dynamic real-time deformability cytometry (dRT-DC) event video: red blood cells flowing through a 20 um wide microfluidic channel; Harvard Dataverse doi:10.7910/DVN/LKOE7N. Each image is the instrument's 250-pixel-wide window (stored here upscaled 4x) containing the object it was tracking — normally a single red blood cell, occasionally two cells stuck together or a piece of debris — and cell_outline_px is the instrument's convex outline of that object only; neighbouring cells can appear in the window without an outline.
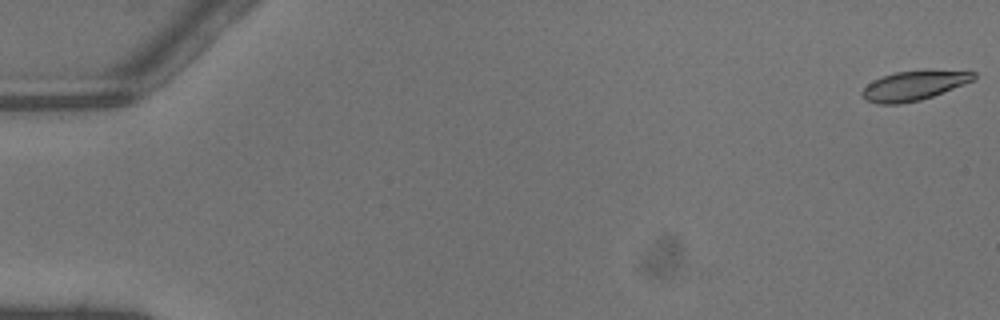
{"species": "common noctule bat (a hibernating species)", "species_latin": "Nyctalus noctula", "temperature_condition": "warm", "stored_images_in_passage": 14, "camera_frame_rate_fps": 3000, "um_per_image_px": 0.085, "animal": {"sex": "male", "body_mass_g": 13.3}, "frame": {"image": 1, "passage_image": 1, "time_ms": 0.0, "image_size_px": [1000, 320], "cell_outline_px": [[976, 76], [972, 80], [964, 84], [932, 96], [920, 100], [900, 104], [880, 104], [864, 100], [860, 96], [860, 92], [872, 80], [896, 72], [976, 72]], "centroid_in_image_um": [77.56, 7.33], "position_along_channel_um": 7.4, "area_um2": 18.44}}